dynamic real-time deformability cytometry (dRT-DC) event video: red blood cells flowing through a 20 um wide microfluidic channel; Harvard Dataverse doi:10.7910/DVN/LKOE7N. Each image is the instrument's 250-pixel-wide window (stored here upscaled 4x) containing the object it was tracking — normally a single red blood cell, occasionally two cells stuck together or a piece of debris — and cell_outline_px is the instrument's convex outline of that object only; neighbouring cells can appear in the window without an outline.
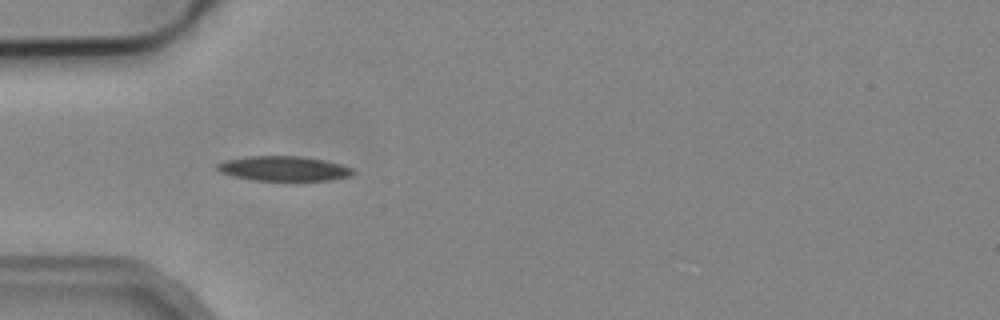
{"species": "common noctule bat (a hibernating species)", "species_latin": "Nyctalus noctula", "temperature_condition": "cold", "stored_images_in_passage": 4, "camera_frame_rate_fps": 3000, "um_per_image_px": 0.085, "animal": {"sex": "male", "body_mass_g": 19.2, "forearm_length_mm": 51.8}, "frame": {"image": 1, "passage_image": 3, "time_ms": 2.333, "image_size_px": [1000, 320], "cell_outline_px": [[356, 172], [348, 176], [328, 180], [252, 180], [232, 176], [220, 172], [216, 168], [216, 164], [224, 160], [248, 156], [300, 156], [324, 160], [340, 164], [352, 168]], "centroid_in_image_um": [24.07, 14.32], "position_along_channel_um": 60.9, "area_um2": 19.54}}